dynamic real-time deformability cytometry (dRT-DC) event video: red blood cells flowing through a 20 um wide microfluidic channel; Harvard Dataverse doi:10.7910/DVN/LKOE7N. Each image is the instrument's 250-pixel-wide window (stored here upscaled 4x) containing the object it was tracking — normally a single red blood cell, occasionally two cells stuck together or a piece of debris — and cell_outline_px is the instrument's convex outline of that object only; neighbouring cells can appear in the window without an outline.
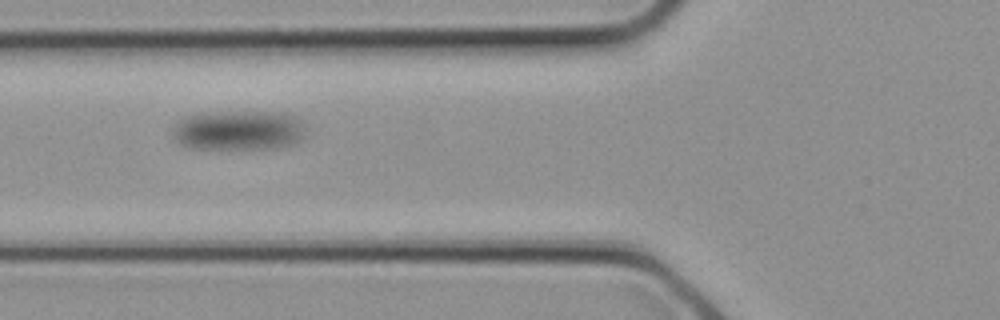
{"species": "common noctule bat (a hibernating species)", "species_latin": "Nyctalus noctula", "temperature_condition": "cold", "stored_images_in_passage": 4, "camera_frame_rate_fps": 3000, "um_per_image_px": 0.085, "animal": {"sex": "female", "body_mass_g": 21.9}, "frame": {"image": 1, "passage_image": 3, "time_ms": 0.667, "image_size_px": [1000, 320], "cell_outline_px": [[308, 136], [296, 144], [288, 148], [188, 148], [180, 144], [172, 136], [172, 128], [184, 116], [204, 112], [284, 112], [296, 116], [300, 120], [308, 132]], "centroid_in_image_um": [20.36, 11.08], "position_along_channel_um": 105.4, "area_um2": 31.67}}
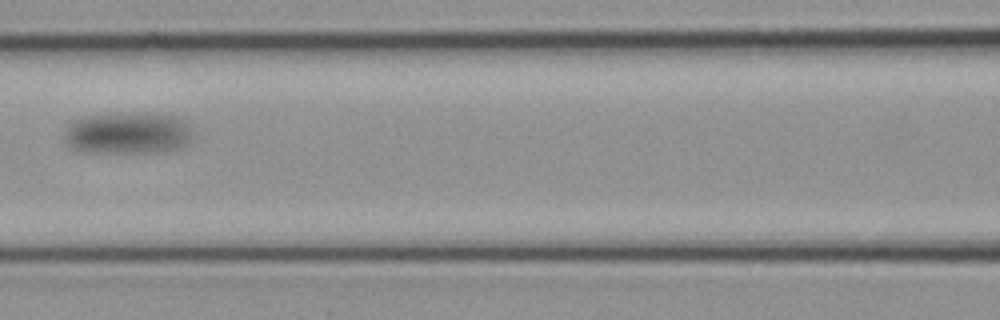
{"frame": {"image": 2, "passage_image": 4, "time_ms": 1.0, "image_size_px": [1000, 320], "cell_outline_px": [[192, 136], [188, 144], [176, 148], [144, 152], [76, 152], [64, 144], [60, 140], [60, 136], [68, 120], [80, 116], [180, 116], [188, 120], [192, 128]], "centroid_in_image_um": [10.71, 11.35], "position_along_channel_um": 155.9, "area_um2": 31.15}}